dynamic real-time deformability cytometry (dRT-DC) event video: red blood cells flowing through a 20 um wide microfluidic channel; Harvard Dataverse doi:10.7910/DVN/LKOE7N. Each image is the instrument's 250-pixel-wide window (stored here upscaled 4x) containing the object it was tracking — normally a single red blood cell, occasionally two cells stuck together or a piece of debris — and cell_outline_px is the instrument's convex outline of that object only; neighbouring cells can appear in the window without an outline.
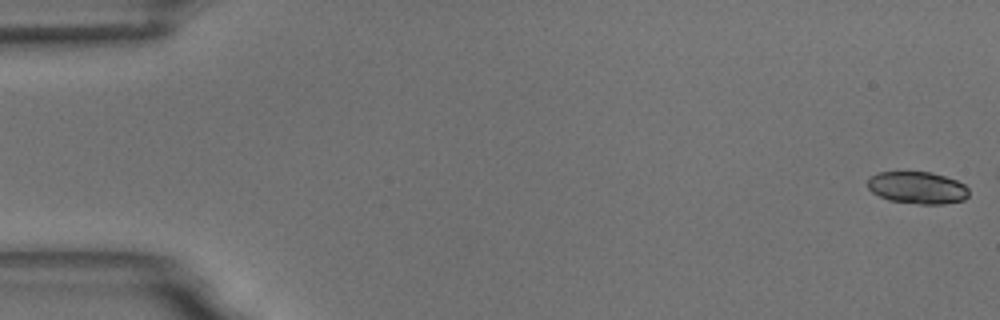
{"species": "common noctule bat (a hibernating species)", "species_latin": "Nyctalus noctula", "temperature_condition": "room temperature", "stored_images_in_passage": 5, "camera_frame_rate_fps": 3000, "um_per_image_px": 0.085, "animal": {"sex": "male", "body_mass_g": 18.8}, "frame": {"image": 1, "passage_image": 1, "time_ms": 0.0, "image_size_px": [1000, 320], "cell_outline_px": [[968, 196], [964, 200], [944, 204], [920, 204], [888, 200], [872, 192], [868, 188], [868, 176], [880, 172], [932, 172], [956, 180], [964, 184], [968, 188]], "centroid_in_image_um": [77.98, 15.95], "position_along_channel_um": 7.0, "area_um2": 19.02}}